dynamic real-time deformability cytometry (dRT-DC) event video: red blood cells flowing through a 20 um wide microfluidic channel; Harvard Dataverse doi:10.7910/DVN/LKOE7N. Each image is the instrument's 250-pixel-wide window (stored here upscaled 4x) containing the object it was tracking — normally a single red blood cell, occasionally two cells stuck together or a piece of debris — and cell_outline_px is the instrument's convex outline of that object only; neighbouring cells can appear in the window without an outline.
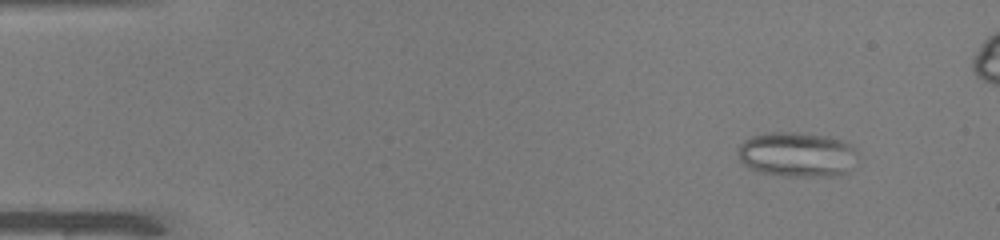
{"species": "common noctule bat (a hibernating species)", "species_latin": "Nyctalus noctula", "temperature_condition": "warm", "stored_images_in_passage": 50, "camera_frame_rate_fps": 3000, "um_per_image_px": 0.085, "animal": {"sex": "male", "body_mass_g": 19.0, "forearm_length_mm": 50.8}, "frame": {"image": 1, "passage_image": 5, "time_ms": 1.333, "image_size_px": [1000, 240], "cell_outline_px": [[856, 152], [848, 172], [840, 176], [784, 176], [764, 172], [752, 168], [744, 164], [740, 160], [736, 148], [744, 140], [752, 136], [772, 132], [792, 132], [828, 136], [840, 140], [856, 148]], "centroid_in_image_um": [67.73, 13.13], "position_along_channel_um": 17.3, "area_um2": 31.04}}
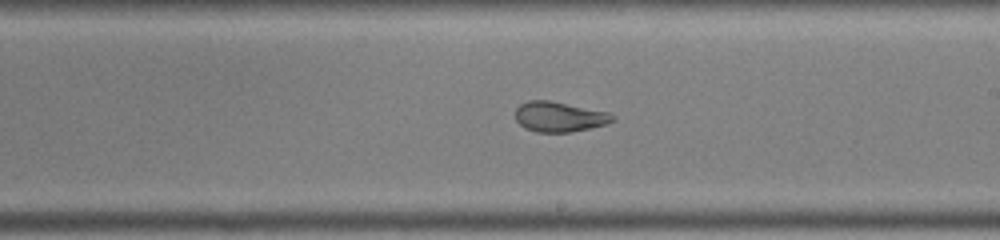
{"frame": {"image": 2, "passage_image": 29, "time_ms": 9.333, "image_size_px": [1000, 240], "cell_outline_px": [[616, 120], [608, 124], [572, 132], [536, 132], [524, 128], [516, 120], [516, 108], [520, 104], [528, 100], [548, 100], [608, 112], [616, 116]], "centroid_in_image_um": [47.56, 9.93], "position_along_channel_um": 241.4, "area_um2": 17.17}}
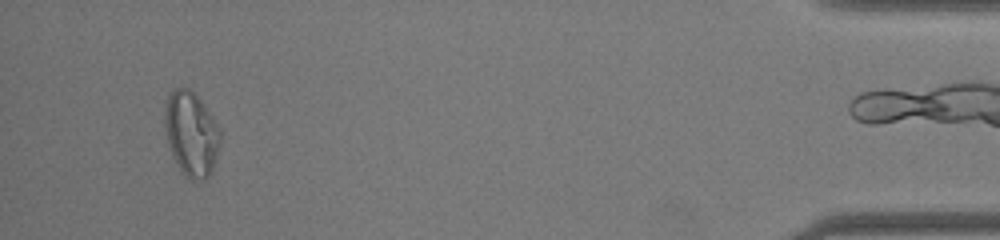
{"frame": {"image": 3, "passage_image": 47, "time_ms": 15.333, "image_size_px": [1000, 240], "cell_outline_px": [[220, 144], [212, 168], [208, 176], [204, 180], [192, 180], [184, 176], [180, 172], [172, 156], [164, 124], [164, 108], [168, 92], [172, 88], [188, 88], [200, 100], [216, 124], [220, 132]], "centroid_in_image_um": [16.21, 11.38], "position_along_channel_um": 419.0, "area_um2": 27.17}, "authors_computed_cell_mechanics": {"area_um2": 23.6402, "velocity_mm_per_s": 4.1109, "shape_relaxation_time_tau1_ms": null, "shape_relaxation_time_tau2_ms": 1.4911, "deformation_change_tau1": null, "deformation_change_tau2": 0.0864}}